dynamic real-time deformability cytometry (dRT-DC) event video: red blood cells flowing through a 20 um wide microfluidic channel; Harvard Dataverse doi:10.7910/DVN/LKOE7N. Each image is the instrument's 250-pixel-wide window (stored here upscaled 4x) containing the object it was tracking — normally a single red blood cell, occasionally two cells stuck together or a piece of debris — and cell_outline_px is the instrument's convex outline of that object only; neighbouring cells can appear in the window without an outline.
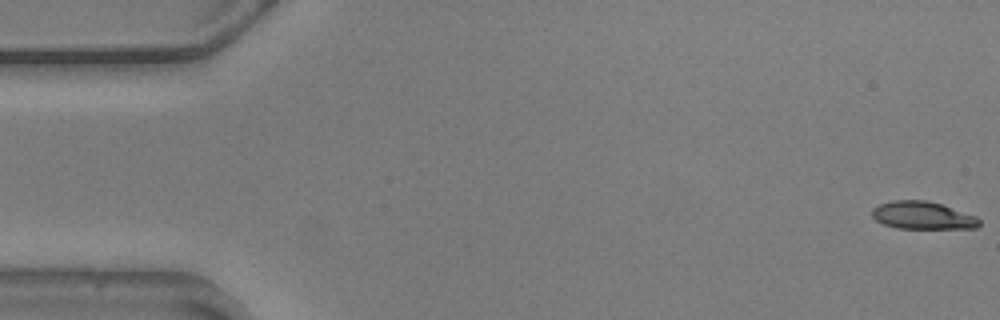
{"species": "common noctule bat (a hibernating species)", "species_latin": "Nyctalus noctula", "temperature_condition": "warm", "stored_images_in_passage": 56, "camera_frame_rate_fps": 3000, "um_per_image_px": 0.085, "animal": {"sex": "male", "body_mass_g": 20.5, "forearm_length_mm": 52.5}, "frame": {"image": 1, "passage_image": 1, "time_ms": 0.0, "image_size_px": [1000, 320], "cell_outline_px": [[980, 224], [976, 228], [896, 228], [884, 224], [876, 220], [872, 216], [872, 208], [880, 204], [892, 200], [928, 200], [976, 216], [980, 220]], "centroid_in_image_um": [78.4, 18.31], "position_along_channel_um": 6.6, "area_um2": 17.17}}
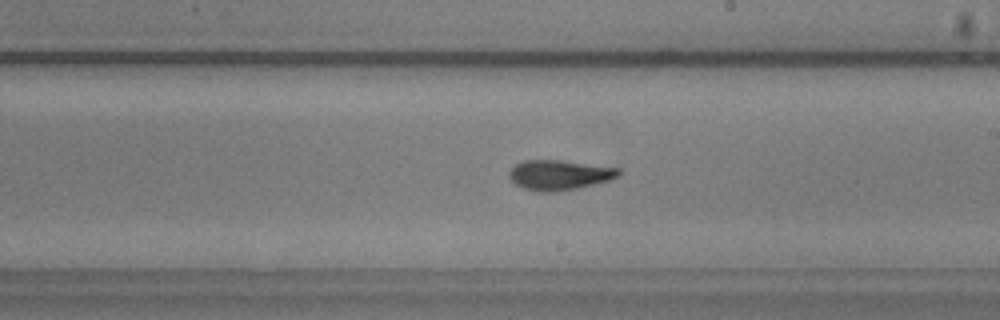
{"frame": {"image": 2, "passage_image": 32, "time_ms": 10.333, "image_size_px": [1000, 320], "cell_outline_px": [[620, 176], [608, 180], [576, 188], [556, 192], [540, 192], [524, 188], [516, 184], [508, 176], [508, 172], [516, 164], [524, 160], [560, 160], [620, 168]], "centroid_in_image_um": [47.53, 14.87], "position_along_channel_um": 241.5, "area_um2": 18.96}}
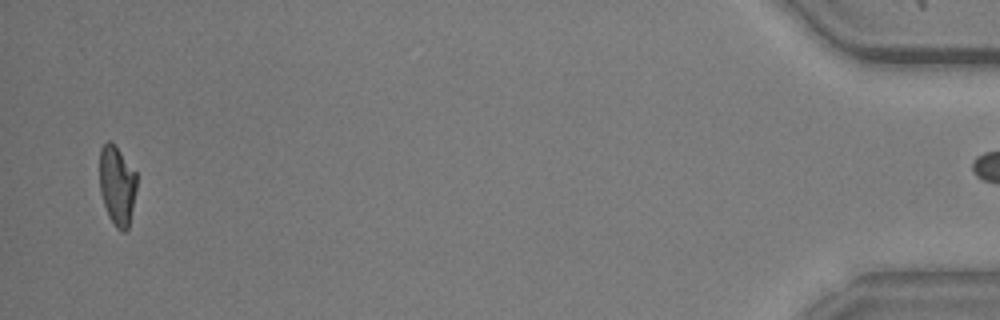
{"frame": {"image": 3, "passage_image": 55, "time_ms": 18.0, "image_size_px": [1000, 320], "cell_outline_px": [[136, 188], [128, 228], [124, 232], [120, 232], [116, 228], [108, 216], [100, 192], [100, 148], [108, 140], [112, 140], [116, 144], [136, 172]], "centroid_in_image_um": [9.94, 15.72], "position_along_channel_um": 425.3, "area_um2": 17.34}}